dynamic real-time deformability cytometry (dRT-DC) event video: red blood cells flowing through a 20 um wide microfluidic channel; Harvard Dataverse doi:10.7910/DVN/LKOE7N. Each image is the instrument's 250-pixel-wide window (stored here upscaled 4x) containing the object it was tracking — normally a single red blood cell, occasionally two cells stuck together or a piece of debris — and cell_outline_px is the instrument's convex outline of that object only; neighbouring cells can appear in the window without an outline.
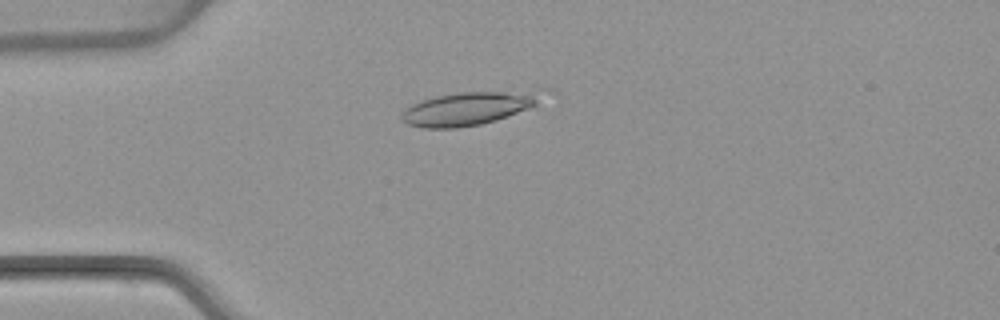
{"species": "common noctule bat (a hibernating species)", "species_latin": "Nyctalus noctula", "temperature_condition": "warm", "stored_images_in_passage": 23, "camera_frame_rate_fps": 3000, "um_per_image_px": 0.085, "animal": {"sex": "female", "body_mass_g": 22.7, "forearm_length_mm": 54.2}, "frame": {"image": 1, "passage_image": 14, "time_ms": 4.333, "image_size_px": [1000, 320], "cell_outline_px": [[552, 88], [536, 104], [528, 108], [496, 120], [480, 124], [456, 128], [424, 128], [408, 124], [400, 120], [400, 116], [412, 104], [436, 96], [460, 92], [544, 88]], "centroid_in_image_um": [39.98, 9.15], "position_along_channel_um": 45.0, "area_um2": 27.86}}
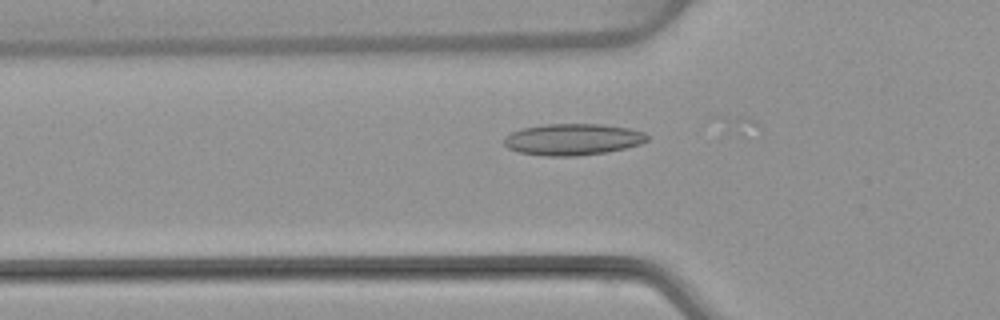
{"frame": {"image": 2, "passage_image": 18, "time_ms": 5.667, "image_size_px": [1000, 320], "cell_outline_px": [[648, 140], [640, 144], [608, 152], [576, 156], [544, 156], [520, 152], [508, 148], [504, 144], [504, 136], [512, 132], [524, 128], [544, 124], [600, 124], [628, 128], [644, 132], [648, 136]], "centroid_in_image_um": [48.68, 11.85], "position_along_channel_um": 77.1, "area_um2": 26.24}}
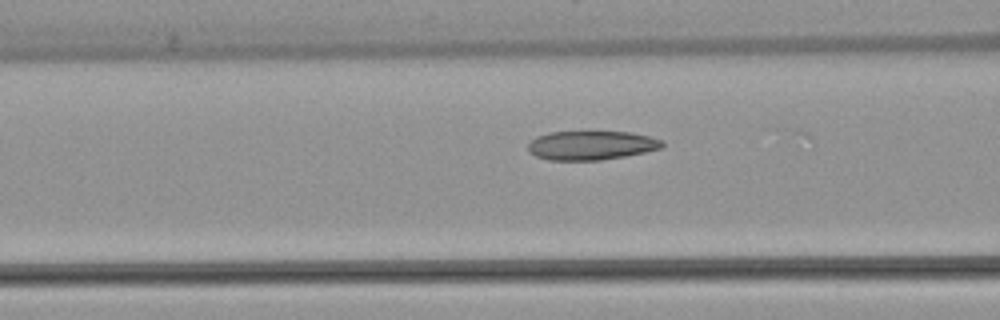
{"frame": {"image": 3, "passage_image": 21, "time_ms": 6.667, "image_size_px": [1000, 320], "cell_outline_px": [[664, 148], [624, 156], [600, 160], [548, 160], [536, 156], [528, 152], [528, 144], [536, 136], [548, 132], [632, 132], [664, 140]], "centroid_in_image_um": [50.26, 12.35], "position_along_channel_um": 116.3, "area_um2": 22.77}}